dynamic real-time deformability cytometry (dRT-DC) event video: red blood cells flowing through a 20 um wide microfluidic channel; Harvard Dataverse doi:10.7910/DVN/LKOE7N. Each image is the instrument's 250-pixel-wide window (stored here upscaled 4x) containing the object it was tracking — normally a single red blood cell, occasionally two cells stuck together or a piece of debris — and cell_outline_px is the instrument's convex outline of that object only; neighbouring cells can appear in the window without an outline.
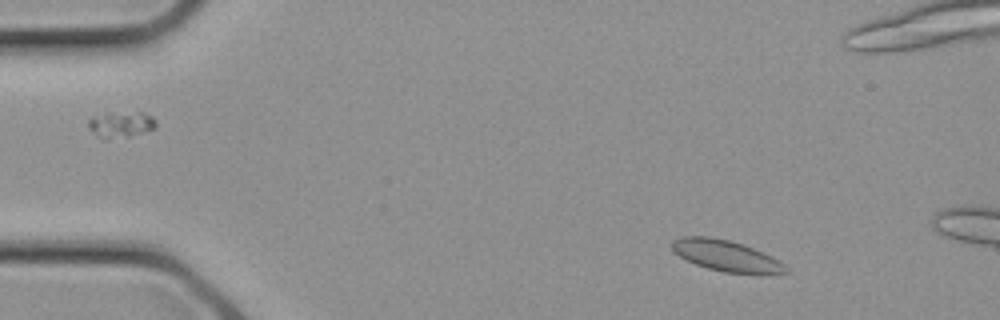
{"species": "common noctule bat (a hibernating species)", "species_latin": "Nyctalus noctula", "temperature_condition": "cold", "stored_images_in_passage": 6, "camera_frame_rate_fps": 3000, "um_per_image_px": 0.085, "animal": {"sex": "female", "body_mass_g": 21.9}, "frame": {"image": 1, "passage_image": 2, "time_ms": 0.333, "image_size_px": [1000, 320], "cell_outline_px": [[792, 272], [724, 272], [708, 268], [696, 264], [680, 256], [672, 248], [672, 240], [680, 236], [708, 236], [728, 240], [744, 244], [784, 264]], "centroid_in_image_um": [61.64, 21.7], "position_along_channel_um": 23.4, "area_um2": 19.77}}